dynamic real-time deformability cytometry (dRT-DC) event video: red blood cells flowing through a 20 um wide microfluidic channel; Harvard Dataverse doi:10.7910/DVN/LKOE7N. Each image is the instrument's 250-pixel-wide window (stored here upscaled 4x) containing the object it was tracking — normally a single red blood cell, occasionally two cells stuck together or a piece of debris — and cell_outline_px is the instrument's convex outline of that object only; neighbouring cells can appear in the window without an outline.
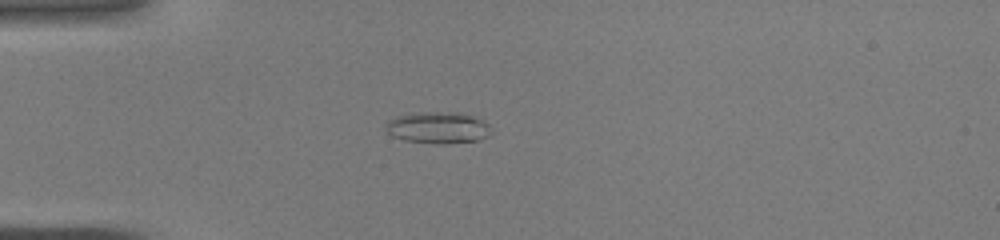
{"species": "common noctule bat (a hibernating species)", "species_latin": "Nyctalus noctula", "temperature_condition": "warm", "stored_images_in_passage": 43, "camera_frame_rate_fps": 3000, "um_per_image_px": 0.085, "animal": {"sex": "male", "body_mass_g": 19.0, "forearm_length_mm": 50.8}, "frame": {"image": 1, "passage_image": 12, "time_ms": 3.667, "image_size_px": [1000, 240], "cell_outline_px": [[488, 136], [476, 140], [444, 144], [436, 144], [404, 140], [392, 136], [384, 128], [388, 120], [396, 116], [420, 112], [456, 112], [472, 116], [488, 124]], "centroid_in_image_um": [37.15, 10.85], "position_along_channel_um": 47.8, "area_um2": 19.19}}
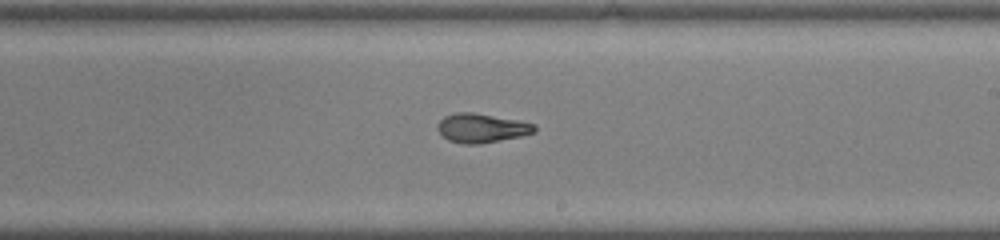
{"frame": {"image": 2, "passage_image": 26, "time_ms": 8.333, "image_size_px": [1000, 240], "cell_outline_px": [[536, 132], [520, 136], [480, 144], [464, 144], [448, 140], [436, 128], [440, 120], [444, 116], [456, 112], [472, 112], [516, 120], [536, 124]], "centroid_in_image_um": [40.93, 10.88], "position_along_channel_um": 248.1, "area_um2": 16.3}}
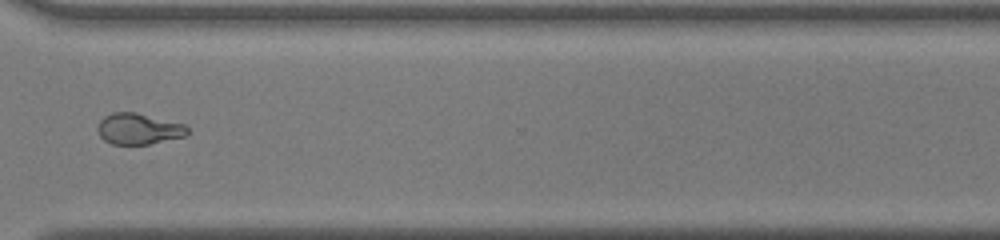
{"frame": {"image": 3, "passage_image": 33, "time_ms": 10.667, "image_size_px": [1000, 240], "cell_outline_px": [[188, 136], [148, 144], [112, 144], [104, 140], [100, 136], [96, 128], [100, 120], [104, 116], [112, 112], [136, 112], [184, 124], [188, 128]], "centroid_in_image_um": [11.77, 10.95], "position_along_channel_um": 358.8, "area_um2": 16.36}}